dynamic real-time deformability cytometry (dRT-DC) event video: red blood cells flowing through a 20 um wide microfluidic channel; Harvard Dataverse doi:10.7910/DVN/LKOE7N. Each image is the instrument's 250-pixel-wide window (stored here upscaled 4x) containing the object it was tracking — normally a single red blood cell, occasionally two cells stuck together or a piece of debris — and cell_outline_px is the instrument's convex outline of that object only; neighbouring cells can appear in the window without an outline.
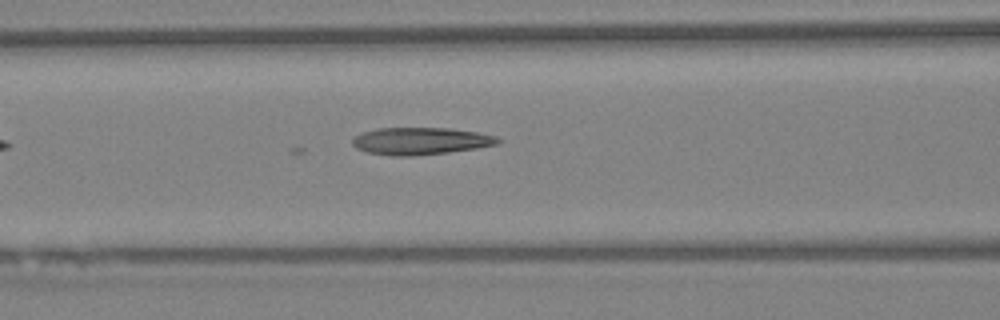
{"species": "Egyptian fruit bat (a non-hibernating species)", "species_latin": "Rousettus aegyptiacus", "temperature_condition": "warm", "stored_images_in_passage": 14, "camera_frame_rate_fps": 3000, "um_per_image_px": 0.085, "animal": {"sex": "female"}, "frame": {"image": 1, "passage_image": 5, "time_ms": 1.333, "image_size_px": [1000, 320], "cell_outline_px": [[500, 144], [476, 148], [448, 152], [412, 156], [396, 156], [368, 152], [356, 148], [352, 144], [352, 136], [360, 132], [376, 128], [448, 128], [476, 132], [496, 136], [500, 140]], "centroid_in_image_um": [35.71, 11.98], "position_along_channel_um": 130.9, "area_um2": 23.12}}
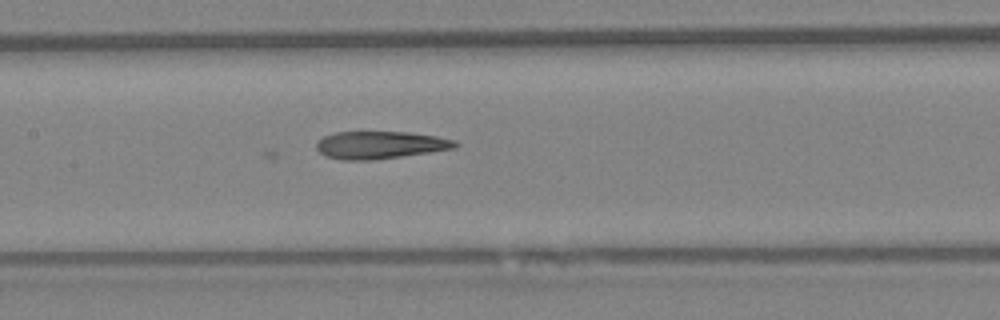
{"frame": {"image": 2, "passage_image": 8, "time_ms": 2.333, "image_size_px": [1000, 320], "cell_outline_px": [[460, 144], [456, 148], [372, 160], [340, 160], [324, 156], [316, 148], [316, 140], [324, 136], [336, 132], [408, 132], [436, 136], [452, 140]], "centroid_in_image_um": [32.26, 12.32], "position_along_channel_um": 175.1, "area_um2": 22.2}}
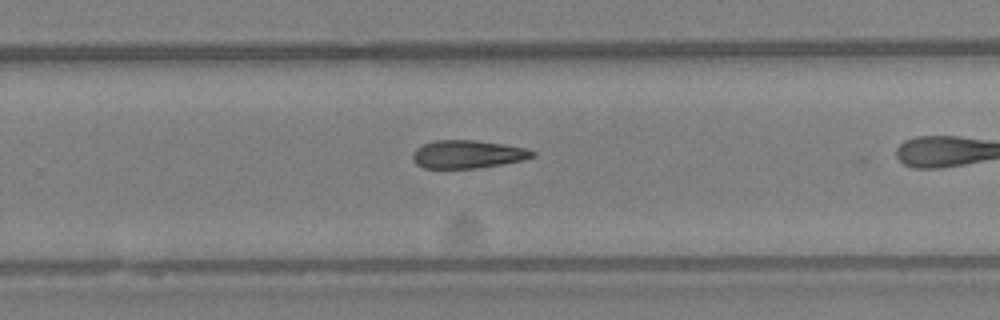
{"frame": {"image": 3, "passage_image": 13, "time_ms": 4.0, "image_size_px": [1000, 320], "cell_outline_px": [[536, 156], [524, 160], [476, 168], [424, 168], [416, 164], [412, 160], [412, 152], [416, 148], [424, 144], [436, 140], [476, 140], [504, 144], [524, 148], [536, 152]], "centroid_in_image_um": [39.74, 13.11], "position_along_channel_um": 290.1, "area_um2": 19.59}}